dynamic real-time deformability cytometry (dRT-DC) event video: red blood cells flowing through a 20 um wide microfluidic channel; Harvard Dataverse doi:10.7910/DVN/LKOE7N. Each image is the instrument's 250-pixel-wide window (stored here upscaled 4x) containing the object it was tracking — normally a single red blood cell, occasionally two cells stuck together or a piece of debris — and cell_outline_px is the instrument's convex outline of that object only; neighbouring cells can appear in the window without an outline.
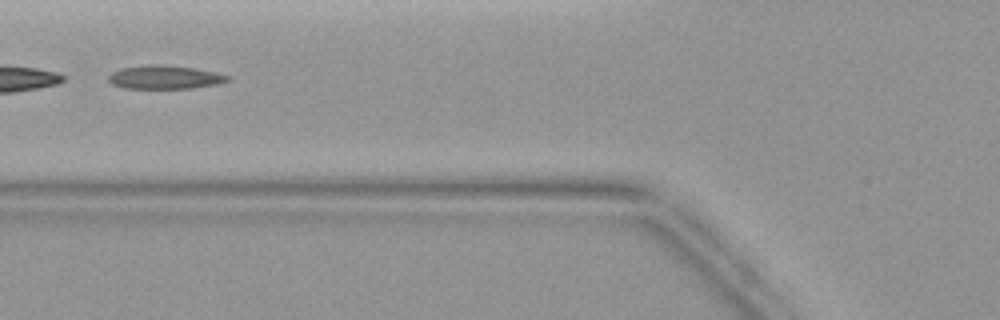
{"species": "common noctule bat (a hibernating species)", "species_latin": "Nyctalus noctula", "temperature_condition": "warm", "stored_images_in_passage": 19, "camera_frame_rate_fps": 3000, "um_per_image_px": 0.085, "animal": {"sex": "female", "body_mass_g": 19.9}, "frame": {"image": 1, "passage_image": 4, "time_ms": 1.0, "image_size_px": [1000, 320], "cell_outline_px": [[228, 80], [216, 84], [192, 88], [124, 88], [112, 84], [108, 80], [108, 76], [112, 72], [124, 68], [148, 64], [160, 64], [196, 68], [216, 72], [228, 76]], "centroid_in_image_um": [13.98, 6.55], "position_along_channel_um": 111.8, "area_um2": 16.18}}